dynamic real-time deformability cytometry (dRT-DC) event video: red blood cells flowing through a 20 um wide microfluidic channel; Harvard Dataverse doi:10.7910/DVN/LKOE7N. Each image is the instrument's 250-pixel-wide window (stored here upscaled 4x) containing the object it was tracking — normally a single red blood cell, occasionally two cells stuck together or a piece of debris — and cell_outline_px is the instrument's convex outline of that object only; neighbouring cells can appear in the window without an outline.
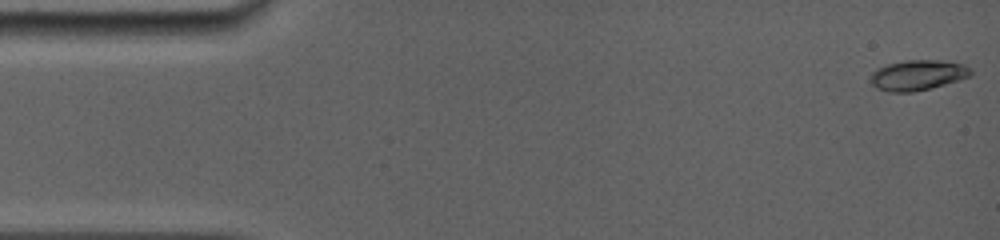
{"species": "common noctule bat (a hibernating species)", "species_latin": "Nyctalus noctula", "temperature_condition": "room temperature", "stored_images_in_passage": 85, "camera_frame_rate_fps": 5000, "um_per_image_px": 0.085, "animal": {"sex": "female", "body_mass_g": 19.0, "forearm_length_mm": 56.7}, "frame": {"image": 1, "passage_image": 1, "time_ms": 0.0, "image_size_px": [1000, 240], "cell_outline_px": [[972, 76], [932, 88], [912, 92], [888, 92], [876, 88], [872, 84], [872, 72], [876, 68], [888, 64], [904, 60], [940, 60], [964, 64], [972, 72]], "centroid_in_image_um": [78.01, 6.39], "position_along_channel_um": 7.0, "area_um2": 17.74}}
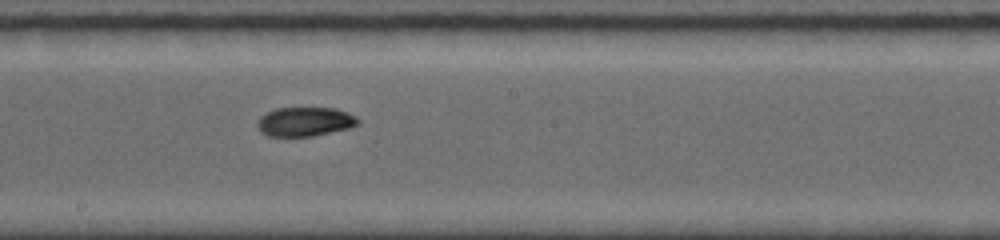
{"frame": {"image": 2, "passage_image": 57, "time_ms": 8.6, "image_size_px": [1000, 240], "cell_outline_px": [[360, 124], [348, 128], [312, 136], [268, 136], [260, 132], [256, 124], [260, 116], [276, 108], [336, 108], [348, 112], [356, 116], [360, 120]], "centroid_in_image_um": [25.93, 10.34], "position_along_channel_um": 222.3, "area_um2": 17.17}}
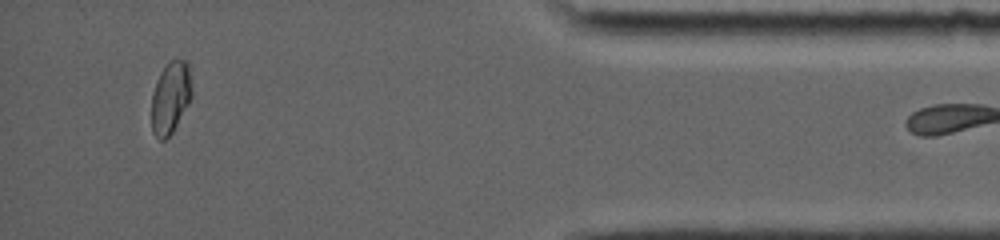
{"frame": {"image": 3, "passage_image": 83, "time_ms": 14.6, "image_size_px": [1000, 240], "cell_outline_px": [[192, 96], [188, 104], [172, 132], [164, 140], [160, 140], [152, 132], [152, 92], [156, 80], [160, 72], [172, 60], [184, 60], [188, 64], [192, 88]], "centroid_in_image_um": [14.49, 8.29], "position_along_channel_um": 420.7, "area_um2": 16.7}}